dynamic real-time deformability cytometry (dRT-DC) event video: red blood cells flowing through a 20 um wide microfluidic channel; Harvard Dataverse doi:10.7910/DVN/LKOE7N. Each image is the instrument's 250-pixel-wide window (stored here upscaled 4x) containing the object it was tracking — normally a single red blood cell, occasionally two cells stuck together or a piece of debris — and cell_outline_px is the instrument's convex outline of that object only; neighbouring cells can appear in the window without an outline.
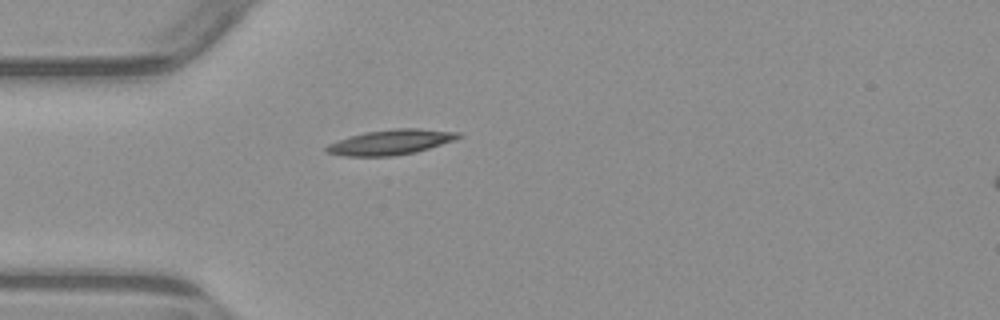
{"species": "common noctule bat (a hibernating species)", "species_latin": "Nyctalus noctula", "temperature_condition": "warm", "stored_images_in_passage": 2, "camera_frame_rate_fps": 3000, "um_per_image_px": 0.085, "animal": {"sex": "male", "body_mass_g": 23.1, "forearm_length_mm": 52.7}, "frame": {"image": 1, "passage_image": 2, "time_ms": 1.333, "image_size_px": [1000, 320], "cell_outline_px": [[464, 136], [456, 140], [416, 152], [392, 156], [344, 156], [324, 152], [324, 148], [328, 144], [348, 136], [364, 132], [392, 128], [420, 128], [460, 132]], "centroid_in_image_um": [33.23, 12.07], "position_along_channel_um": 51.8, "area_um2": 19.65}}